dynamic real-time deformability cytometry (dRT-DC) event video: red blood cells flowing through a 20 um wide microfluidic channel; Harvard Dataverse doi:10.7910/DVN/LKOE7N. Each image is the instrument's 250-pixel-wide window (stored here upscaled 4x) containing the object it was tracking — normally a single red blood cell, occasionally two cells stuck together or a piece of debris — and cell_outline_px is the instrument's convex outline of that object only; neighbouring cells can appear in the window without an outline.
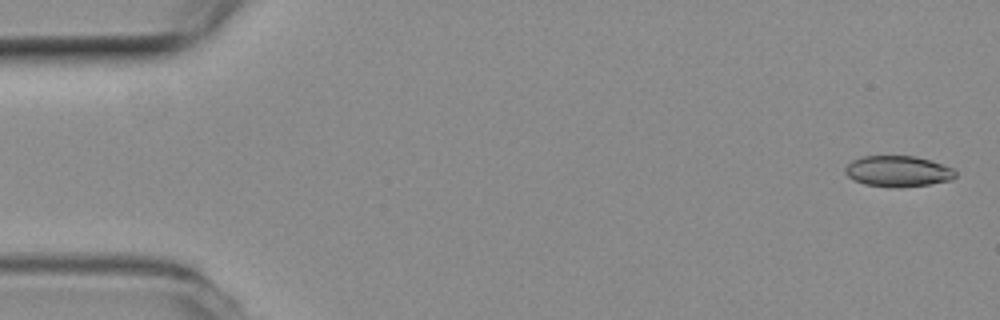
{"species": "common noctule bat (a hibernating species)", "species_latin": "Nyctalus noctula", "temperature_condition": "room temperature", "stored_images_in_passage": 54, "camera_frame_rate_fps": 3000, "um_per_image_px": 0.085, "animal": {"sex": "female", "body_mass_g": 19.3, "forearm_length_mm": 54.1}, "frame": {"image": 1, "passage_image": 2, "time_ms": 0.333, "image_size_px": [1000, 320], "cell_outline_px": [[956, 176], [952, 180], [928, 184], [864, 184], [852, 180], [844, 172], [844, 168], [852, 160], [864, 156], [916, 156], [952, 168], [956, 172]], "centroid_in_image_um": [76.3, 14.5], "position_along_channel_um": 8.7, "area_um2": 18.9}}
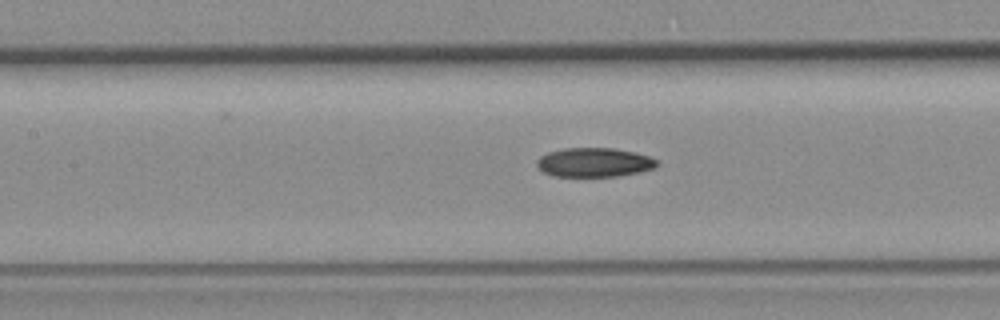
{"frame": {"image": 2, "passage_image": 24, "time_ms": 7.667, "image_size_px": [1000, 320], "cell_outline_px": [[660, 164], [652, 168], [640, 172], [616, 176], [552, 176], [544, 172], [536, 164], [536, 160], [540, 156], [548, 152], [564, 148], [616, 148], [636, 152], [648, 156], [656, 160]], "centroid_in_image_um": [50.5, 13.79], "position_along_channel_um": 156.9, "area_um2": 20.4}}
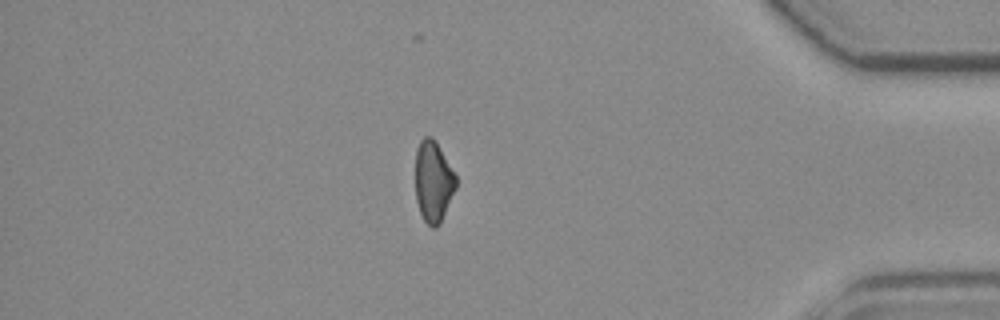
{"frame": {"image": 3, "passage_image": 46, "time_ms": 15.0, "image_size_px": [1000, 320], "cell_outline_px": [[456, 188], [440, 224], [436, 228], [432, 228], [424, 220], [420, 212], [416, 200], [416, 148], [420, 140], [424, 136], [432, 136], [436, 140], [456, 176]], "centroid_in_image_um": [36.83, 15.41], "position_along_channel_um": 398.4, "area_um2": 19.25}}